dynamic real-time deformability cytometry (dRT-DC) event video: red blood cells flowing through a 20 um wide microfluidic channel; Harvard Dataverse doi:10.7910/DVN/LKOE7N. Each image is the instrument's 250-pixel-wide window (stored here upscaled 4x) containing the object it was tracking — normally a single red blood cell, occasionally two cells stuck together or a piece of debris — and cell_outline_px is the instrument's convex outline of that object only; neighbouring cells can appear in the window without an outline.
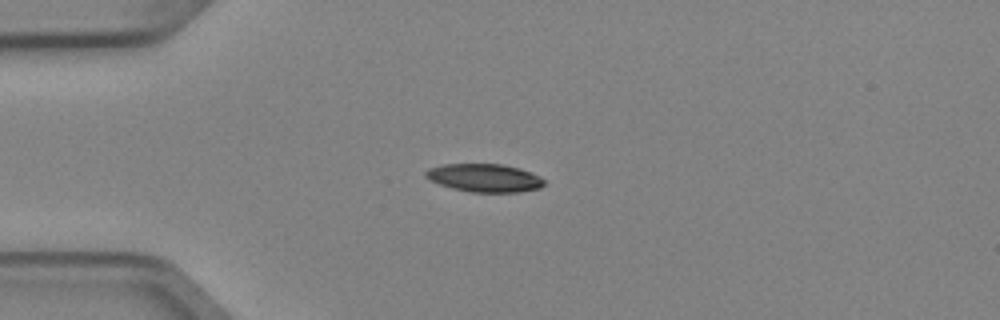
{"species": "Egyptian fruit bat (a non-hibernating species)", "species_latin": "Rousettus aegyptiacus", "temperature_condition": "cold", "stored_images_in_passage": 1, "camera_frame_rate_fps": 3000, "um_per_image_px": 0.085, "animal": {"sex": "female"}, "frame": {"image": 1, "passage_image": 1, "time_ms": 0.0, "image_size_px": [1000, 320], "cell_outline_px": [[544, 184], [540, 188], [520, 192], [468, 192], [452, 188], [440, 184], [424, 176], [424, 172], [428, 168], [440, 164], [504, 164], [520, 168], [532, 172], [540, 176], [544, 180]], "centroid_in_image_um": [41.19, 15.11], "position_along_channel_um": 43.8, "area_um2": 19.59}}